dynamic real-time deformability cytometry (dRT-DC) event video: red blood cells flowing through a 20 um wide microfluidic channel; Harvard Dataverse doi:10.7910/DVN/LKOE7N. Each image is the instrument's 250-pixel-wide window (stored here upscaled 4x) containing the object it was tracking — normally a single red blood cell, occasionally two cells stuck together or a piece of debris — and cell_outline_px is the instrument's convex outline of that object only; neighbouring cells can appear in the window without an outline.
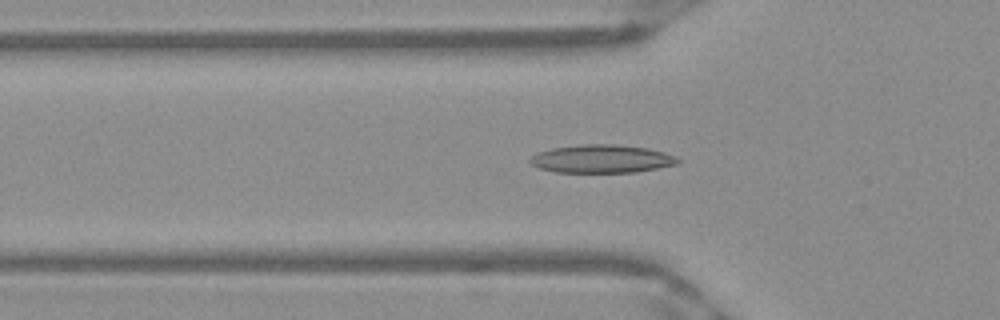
{"species": "Egyptian fruit bat (a non-hibernating species)", "species_latin": "Rousettus aegyptiacus", "temperature_condition": "warm", "stored_images_in_passage": 51, "camera_frame_rate_fps": 3000, "um_per_image_px": 0.085, "frame": {"image": 1, "passage_image": 17, "time_ms": 5.333, "image_size_px": [1000, 320], "cell_outline_px": [[680, 160], [676, 164], [636, 172], [556, 172], [540, 168], [532, 164], [528, 160], [536, 152], [552, 148], [580, 144], [616, 144], [648, 148], [664, 152], [676, 156]], "centroid_in_image_um": [51.13, 13.49], "position_along_channel_um": 74.7, "area_um2": 24.22}}
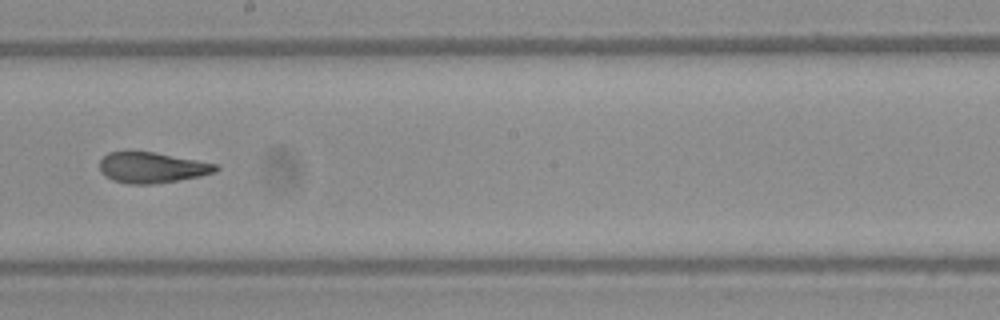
{"frame": {"image": 2, "passage_image": 29, "time_ms": 9.333, "image_size_px": [1000, 320], "cell_outline_px": [[220, 168], [216, 172], [200, 176], [152, 184], [128, 184], [112, 180], [104, 176], [100, 172], [100, 160], [108, 152], [128, 148], [152, 152], [196, 160], [216, 164]], "centroid_in_image_um": [12.83, 14.21], "position_along_channel_um": 235.4, "area_um2": 21.21}}
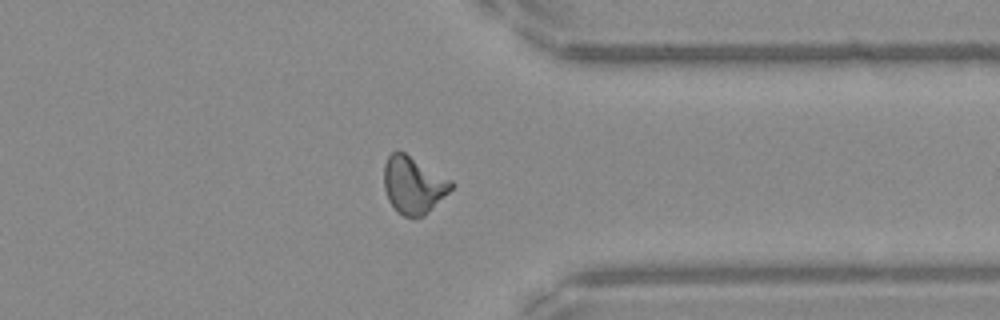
{"frame": {"image": 3, "passage_image": 40, "time_ms": 13.0, "image_size_px": [1000, 320], "cell_outline_px": [[456, 184], [424, 216], [412, 220], [396, 212], [388, 200], [384, 188], [384, 164], [388, 156], [396, 148], [400, 148], [452, 180]], "centroid_in_image_um": [35.12, 15.7], "position_along_channel_um": 376.3, "area_um2": 23.06}, "authors_computed_cell_mechanics": {"area_um2": 21.8484, "velocity_mm_per_s": 3.9923, "shape_relaxation_time_tau1_ms": 7.2449, "shape_relaxation_time_tau2_ms": 1.6076, "deformation_change_tau1": 0.2504, "deformation_change_tau2": 0.0887}}